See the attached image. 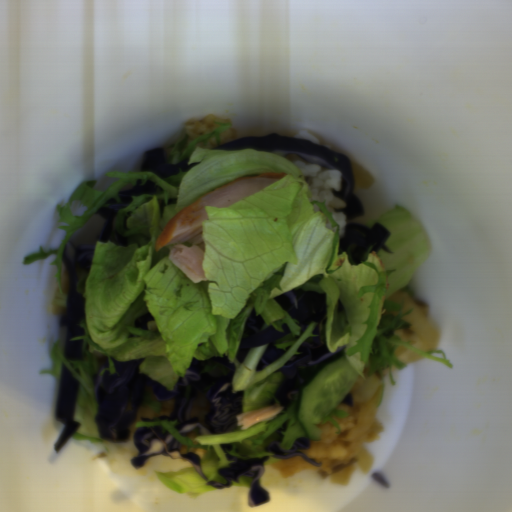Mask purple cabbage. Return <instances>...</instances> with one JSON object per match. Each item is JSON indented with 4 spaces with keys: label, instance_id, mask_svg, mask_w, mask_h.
Instances as JSON below:
<instances>
[{
    "label": "purple cabbage",
    "instance_id": "purple-cabbage-1",
    "mask_svg": "<svg viewBox=\"0 0 512 512\" xmlns=\"http://www.w3.org/2000/svg\"><path fill=\"white\" fill-rule=\"evenodd\" d=\"M111 358L115 373L106 370L100 375L110 366L108 356L104 354L97 357L98 372L92 376L93 395L98 405L94 420L101 439L127 442L149 387L153 389L154 396L174 400L173 411L159 417V420H175L174 426L182 434L195 429L200 435H209L239 427L236 416L242 414L243 391L232 392L236 368L234 363L229 362L228 356L223 354L210 359L193 357L184 376L177 378L173 390L140 372L146 357L123 361H116L114 356ZM219 363L230 368L229 375L217 378L202 373L205 366ZM203 390L207 393L210 409L201 425L197 416L188 418V407L192 398Z\"/></svg>",
    "mask_w": 512,
    "mask_h": 512
},
{
    "label": "purple cabbage",
    "instance_id": "purple-cabbage-2",
    "mask_svg": "<svg viewBox=\"0 0 512 512\" xmlns=\"http://www.w3.org/2000/svg\"><path fill=\"white\" fill-rule=\"evenodd\" d=\"M158 184L155 181L137 180L127 190H119L120 199L109 198L105 204L87 220L65 243L61 254V262L67 275L68 288L64 313L59 317V351L63 357L71 361L84 360L82 350L85 329L80 327L85 317L84 300L77 284L88 275L97 242L111 241L114 245L127 247V237L116 232L115 224L118 213L132 204V198L155 193Z\"/></svg>",
    "mask_w": 512,
    "mask_h": 512
},
{
    "label": "purple cabbage",
    "instance_id": "purple-cabbage-3",
    "mask_svg": "<svg viewBox=\"0 0 512 512\" xmlns=\"http://www.w3.org/2000/svg\"><path fill=\"white\" fill-rule=\"evenodd\" d=\"M296 325L307 331L312 322L316 323L311 333L317 336L307 337L296 352L276 371L282 374L280 384L274 394L280 407L286 412L300 391L313 375L338 352H345L346 345L335 352L328 350L326 330V292L305 291L302 288L292 290L273 298ZM275 372V373H276Z\"/></svg>",
    "mask_w": 512,
    "mask_h": 512
},
{
    "label": "purple cabbage",
    "instance_id": "purple-cabbage-4",
    "mask_svg": "<svg viewBox=\"0 0 512 512\" xmlns=\"http://www.w3.org/2000/svg\"><path fill=\"white\" fill-rule=\"evenodd\" d=\"M212 149L239 151L254 149L268 151L281 157L299 155L305 162L321 165L327 169L340 170V190L333 191V194L345 203L341 212L345 213L347 220L363 217L365 214L359 199L354 195L355 178L349 158L322 144L283 136L274 131L266 136H243L226 141Z\"/></svg>",
    "mask_w": 512,
    "mask_h": 512
},
{
    "label": "purple cabbage",
    "instance_id": "purple-cabbage-5",
    "mask_svg": "<svg viewBox=\"0 0 512 512\" xmlns=\"http://www.w3.org/2000/svg\"><path fill=\"white\" fill-rule=\"evenodd\" d=\"M133 443L138 452L131 457L130 464L134 469H141L153 455H162L170 460H181L189 463L204 480H207L201 466L202 458L195 452H180V441L160 426H143L133 432Z\"/></svg>",
    "mask_w": 512,
    "mask_h": 512
},
{
    "label": "purple cabbage",
    "instance_id": "purple-cabbage-6",
    "mask_svg": "<svg viewBox=\"0 0 512 512\" xmlns=\"http://www.w3.org/2000/svg\"><path fill=\"white\" fill-rule=\"evenodd\" d=\"M265 320L261 314L257 315L256 308L253 307L250 315L245 321L243 331L240 337L238 349L235 358L240 363L248 356L251 348L268 344L266 350L259 359L256 371H262L267 366L278 360L292 346L285 349H279L275 346L277 340L291 333L287 323L281 324L282 331L276 329L273 325L263 328Z\"/></svg>",
    "mask_w": 512,
    "mask_h": 512
},
{
    "label": "purple cabbage",
    "instance_id": "purple-cabbage-7",
    "mask_svg": "<svg viewBox=\"0 0 512 512\" xmlns=\"http://www.w3.org/2000/svg\"><path fill=\"white\" fill-rule=\"evenodd\" d=\"M223 452L226 453V459L232 461L228 464V468L217 469L218 474L223 476L226 483H220L216 481H209L207 485L213 486L214 489L219 491L224 488H230L233 486L232 481L239 484V478L246 476L251 478L249 484V491L247 497V503L249 507H255L263 505L270 500L268 491L260 486L261 477L265 472V463L269 460L270 456L264 457H252L249 459H239L233 455L228 454L232 451L233 445L223 443L221 444Z\"/></svg>",
    "mask_w": 512,
    "mask_h": 512
},
{
    "label": "purple cabbage",
    "instance_id": "purple-cabbage-8",
    "mask_svg": "<svg viewBox=\"0 0 512 512\" xmlns=\"http://www.w3.org/2000/svg\"><path fill=\"white\" fill-rule=\"evenodd\" d=\"M79 387L80 382L76 374L62 361L55 399V417L64 425V429L54 443L55 453L59 452L80 426L73 421Z\"/></svg>",
    "mask_w": 512,
    "mask_h": 512
},
{
    "label": "purple cabbage",
    "instance_id": "purple-cabbage-9",
    "mask_svg": "<svg viewBox=\"0 0 512 512\" xmlns=\"http://www.w3.org/2000/svg\"><path fill=\"white\" fill-rule=\"evenodd\" d=\"M390 235V230L377 221L372 228L362 223H348L345 225L344 235L339 239V248L345 251L351 244H355L351 256L354 263L359 265L371 246V252H375L376 255L380 249L392 254L393 251L386 245Z\"/></svg>",
    "mask_w": 512,
    "mask_h": 512
},
{
    "label": "purple cabbage",
    "instance_id": "purple-cabbage-10",
    "mask_svg": "<svg viewBox=\"0 0 512 512\" xmlns=\"http://www.w3.org/2000/svg\"><path fill=\"white\" fill-rule=\"evenodd\" d=\"M189 158H185L177 164L167 163L166 152L162 148L146 150L143 161L140 165L141 172H152L161 179L171 178L177 174L186 173L200 162L189 163Z\"/></svg>",
    "mask_w": 512,
    "mask_h": 512
},
{
    "label": "purple cabbage",
    "instance_id": "purple-cabbage-11",
    "mask_svg": "<svg viewBox=\"0 0 512 512\" xmlns=\"http://www.w3.org/2000/svg\"><path fill=\"white\" fill-rule=\"evenodd\" d=\"M288 425L287 421L277 429L278 437L275 441L270 442L268 446H266V452L272 453L278 459H288L292 457H302L305 461H307L310 465L320 467L322 462H317L314 458H310L305 455L303 452L299 450H308L310 447V441L305 438H297L293 445L289 449H285L281 447L278 443L282 442L284 439V433L287 432Z\"/></svg>",
    "mask_w": 512,
    "mask_h": 512
},
{
    "label": "purple cabbage",
    "instance_id": "purple-cabbage-12",
    "mask_svg": "<svg viewBox=\"0 0 512 512\" xmlns=\"http://www.w3.org/2000/svg\"><path fill=\"white\" fill-rule=\"evenodd\" d=\"M155 320L156 319H155L154 315L148 312V313L141 314V315H138L137 317H135L133 326H134V328H140L141 330L149 331V329L147 327L148 322H150V321L155 322Z\"/></svg>",
    "mask_w": 512,
    "mask_h": 512
},
{
    "label": "purple cabbage",
    "instance_id": "purple-cabbage-13",
    "mask_svg": "<svg viewBox=\"0 0 512 512\" xmlns=\"http://www.w3.org/2000/svg\"><path fill=\"white\" fill-rule=\"evenodd\" d=\"M350 407H354L353 392H348L344 399L340 402Z\"/></svg>",
    "mask_w": 512,
    "mask_h": 512
},
{
    "label": "purple cabbage",
    "instance_id": "purple-cabbage-14",
    "mask_svg": "<svg viewBox=\"0 0 512 512\" xmlns=\"http://www.w3.org/2000/svg\"><path fill=\"white\" fill-rule=\"evenodd\" d=\"M141 420L144 422H153V419H148L147 417H141Z\"/></svg>",
    "mask_w": 512,
    "mask_h": 512
}]
</instances>
